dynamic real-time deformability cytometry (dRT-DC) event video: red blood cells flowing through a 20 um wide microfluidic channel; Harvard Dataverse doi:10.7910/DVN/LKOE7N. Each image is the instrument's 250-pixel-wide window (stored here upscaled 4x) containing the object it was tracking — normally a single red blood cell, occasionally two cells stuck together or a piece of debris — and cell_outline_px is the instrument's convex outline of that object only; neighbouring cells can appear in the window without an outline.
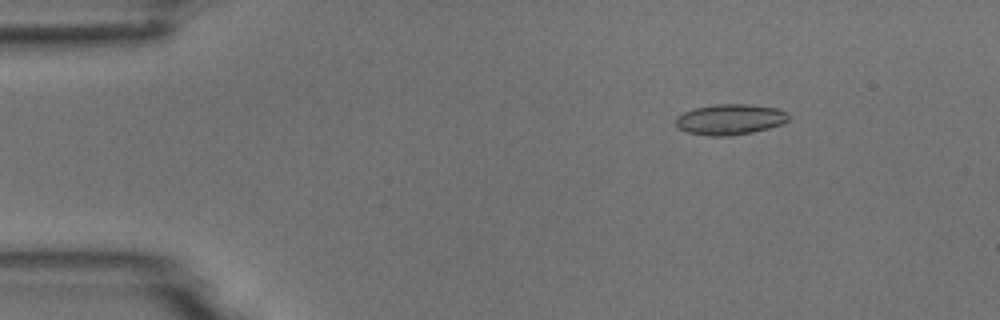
{"species": "common noctule bat (a hibernating species)", "species_latin": "Nyctalus noctula", "temperature_condition": "room temperature", "stored_images_in_passage": 54, "camera_frame_rate_fps": 3000, "um_per_image_px": 0.085, "animal": {"sex": "male", "body_mass_g": 18.8}, "frame": {"image": 1, "passage_image": 8, "time_ms": 2.333, "image_size_px": [1000, 320], "cell_outline_px": [[788, 120], [784, 124], [752, 132], [732, 136], [712, 136], [688, 132], [676, 128], [676, 116], [692, 108], [716, 104], [752, 104], [776, 108], [788, 112]], "centroid_in_image_um": [62.05, 10.14], "position_along_channel_um": 22.9, "area_um2": 20.35}}
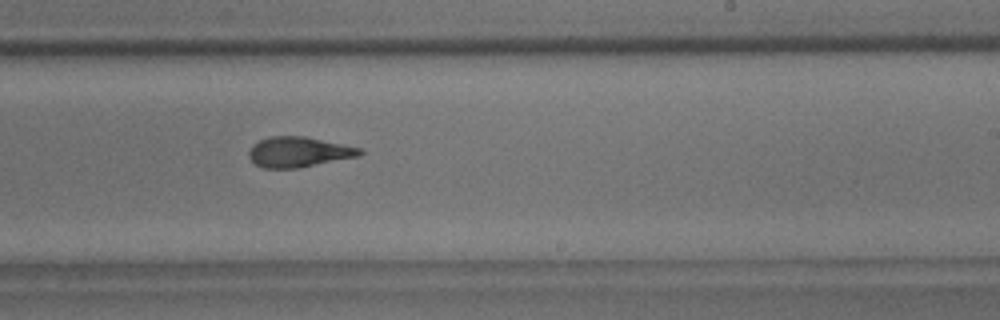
{"frame": {"image": 2, "passage_image": 33, "time_ms": 10.667, "image_size_px": [1000, 320], "cell_outline_px": [[364, 152], [360, 156], [300, 168], [264, 168], [256, 164], [248, 156], [248, 152], [252, 144], [268, 136], [304, 136], [360, 148]], "centroid_in_image_um": [25.37, 12.92], "position_along_channel_um": 263.6, "area_um2": 19.59}}
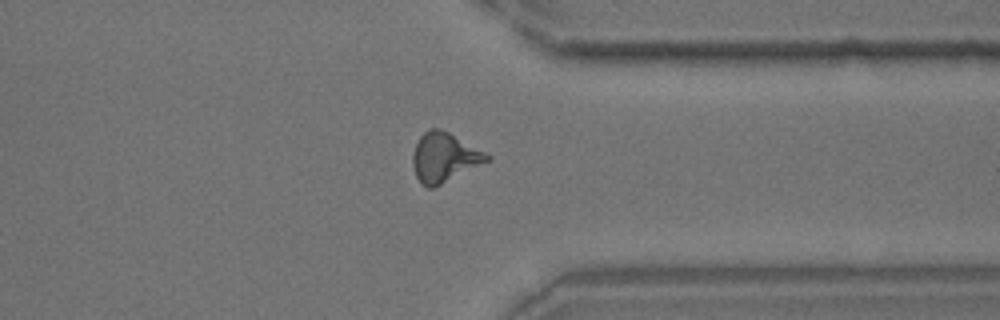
{"frame": {"image": 3, "passage_image": 42, "time_ms": 13.667, "image_size_px": [1000, 320], "cell_outline_px": [[492, 160], [432, 188], [428, 188], [420, 184], [416, 176], [412, 164], [412, 156], [416, 144], [420, 136], [428, 128], [440, 128], [448, 132], [492, 156]], "centroid_in_image_um": [37.76, 13.38], "position_along_channel_um": 373.6, "area_um2": 21.33}}